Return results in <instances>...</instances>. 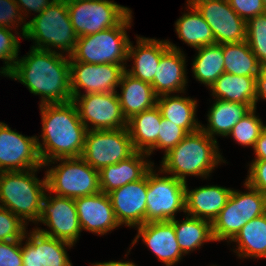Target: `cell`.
Listing matches in <instances>:
<instances>
[{
	"instance_id": "cell-1",
	"label": "cell",
	"mask_w": 266,
	"mask_h": 266,
	"mask_svg": "<svg viewBox=\"0 0 266 266\" xmlns=\"http://www.w3.org/2000/svg\"><path fill=\"white\" fill-rule=\"evenodd\" d=\"M69 56L31 47L17 59L7 77L19 80L30 93L41 96L40 105L72 101Z\"/></svg>"
},
{
	"instance_id": "cell-2",
	"label": "cell",
	"mask_w": 266,
	"mask_h": 266,
	"mask_svg": "<svg viewBox=\"0 0 266 266\" xmlns=\"http://www.w3.org/2000/svg\"><path fill=\"white\" fill-rule=\"evenodd\" d=\"M43 143L37 138L42 163L58 158L81 157L86 126L79 118L76 105L71 101L61 104L40 105Z\"/></svg>"
},
{
	"instance_id": "cell-3",
	"label": "cell",
	"mask_w": 266,
	"mask_h": 266,
	"mask_svg": "<svg viewBox=\"0 0 266 266\" xmlns=\"http://www.w3.org/2000/svg\"><path fill=\"white\" fill-rule=\"evenodd\" d=\"M217 145V140L201 129L187 134L177 146L164 155L159 173L171 174L185 183L187 175L207 178L213 168L225 161Z\"/></svg>"
},
{
	"instance_id": "cell-4",
	"label": "cell",
	"mask_w": 266,
	"mask_h": 266,
	"mask_svg": "<svg viewBox=\"0 0 266 266\" xmlns=\"http://www.w3.org/2000/svg\"><path fill=\"white\" fill-rule=\"evenodd\" d=\"M40 168L26 171L0 172V206L26 221L39 220L42 202L47 191L46 176L35 177Z\"/></svg>"
},
{
	"instance_id": "cell-5",
	"label": "cell",
	"mask_w": 266,
	"mask_h": 266,
	"mask_svg": "<svg viewBox=\"0 0 266 266\" xmlns=\"http://www.w3.org/2000/svg\"><path fill=\"white\" fill-rule=\"evenodd\" d=\"M21 29L22 37L35 40L36 45L32 48L57 52L51 50L54 47L68 52L69 57L76 48L78 35L69 18L67 1L54 0L42 13L24 23Z\"/></svg>"
},
{
	"instance_id": "cell-6",
	"label": "cell",
	"mask_w": 266,
	"mask_h": 266,
	"mask_svg": "<svg viewBox=\"0 0 266 266\" xmlns=\"http://www.w3.org/2000/svg\"><path fill=\"white\" fill-rule=\"evenodd\" d=\"M131 14L132 11L115 27L78 37L70 62L120 64L126 69L130 39L125 29L131 26Z\"/></svg>"
},
{
	"instance_id": "cell-7",
	"label": "cell",
	"mask_w": 266,
	"mask_h": 266,
	"mask_svg": "<svg viewBox=\"0 0 266 266\" xmlns=\"http://www.w3.org/2000/svg\"><path fill=\"white\" fill-rule=\"evenodd\" d=\"M53 161L60 162L45 173L47 191L57 196L76 199L101 192L99 171L90 166L81 157L58 158L44 163L48 166Z\"/></svg>"
},
{
	"instance_id": "cell-8",
	"label": "cell",
	"mask_w": 266,
	"mask_h": 266,
	"mask_svg": "<svg viewBox=\"0 0 266 266\" xmlns=\"http://www.w3.org/2000/svg\"><path fill=\"white\" fill-rule=\"evenodd\" d=\"M249 192L232 190L226 205L211 223L215 241H232L250 220L266 213V196L246 182Z\"/></svg>"
},
{
	"instance_id": "cell-9",
	"label": "cell",
	"mask_w": 266,
	"mask_h": 266,
	"mask_svg": "<svg viewBox=\"0 0 266 266\" xmlns=\"http://www.w3.org/2000/svg\"><path fill=\"white\" fill-rule=\"evenodd\" d=\"M67 7L78 37L115 27L131 12L109 0H68Z\"/></svg>"
},
{
	"instance_id": "cell-10",
	"label": "cell",
	"mask_w": 266,
	"mask_h": 266,
	"mask_svg": "<svg viewBox=\"0 0 266 266\" xmlns=\"http://www.w3.org/2000/svg\"><path fill=\"white\" fill-rule=\"evenodd\" d=\"M135 152L127 127L87 130L81 158L99 171L129 158Z\"/></svg>"
},
{
	"instance_id": "cell-11",
	"label": "cell",
	"mask_w": 266,
	"mask_h": 266,
	"mask_svg": "<svg viewBox=\"0 0 266 266\" xmlns=\"http://www.w3.org/2000/svg\"><path fill=\"white\" fill-rule=\"evenodd\" d=\"M153 168L148 171L146 223L170 221L176 212L185 213L186 183L173 176L160 177Z\"/></svg>"
},
{
	"instance_id": "cell-12",
	"label": "cell",
	"mask_w": 266,
	"mask_h": 266,
	"mask_svg": "<svg viewBox=\"0 0 266 266\" xmlns=\"http://www.w3.org/2000/svg\"><path fill=\"white\" fill-rule=\"evenodd\" d=\"M72 102L76 105L79 118L87 130H108L127 127L117 92L90 93L75 96ZM89 123L93 126L88 125Z\"/></svg>"
},
{
	"instance_id": "cell-13",
	"label": "cell",
	"mask_w": 266,
	"mask_h": 266,
	"mask_svg": "<svg viewBox=\"0 0 266 266\" xmlns=\"http://www.w3.org/2000/svg\"><path fill=\"white\" fill-rule=\"evenodd\" d=\"M192 5L212 29L216 44L246 41V21L231 8L228 0H197Z\"/></svg>"
},
{
	"instance_id": "cell-14",
	"label": "cell",
	"mask_w": 266,
	"mask_h": 266,
	"mask_svg": "<svg viewBox=\"0 0 266 266\" xmlns=\"http://www.w3.org/2000/svg\"><path fill=\"white\" fill-rule=\"evenodd\" d=\"M38 222L44 223L51 230L39 229L41 233L56 239L75 244L80 236L81 227L74 199L62 196H47L42 202Z\"/></svg>"
},
{
	"instance_id": "cell-15",
	"label": "cell",
	"mask_w": 266,
	"mask_h": 266,
	"mask_svg": "<svg viewBox=\"0 0 266 266\" xmlns=\"http://www.w3.org/2000/svg\"><path fill=\"white\" fill-rule=\"evenodd\" d=\"M37 136H23L0 122V172L42 168Z\"/></svg>"
},
{
	"instance_id": "cell-16",
	"label": "cell",
	"mask_w": 266,
	"mask_h": 266,
	"mask_svg": "<svg viewBox=\"0 0 266 266\" xmlns=\"http://www.w3.org/2000/svg\"><path fill=\"white\" fill-rule=\"evenodd\" d=\"M124 71L120 64L70 62L72 99L81 95L80 88L85 94L117 92Z\"/></svg>"
},
{
	"instance_id": "cell-17",
	"label": "cell",
	"mask_w": 266,
	"mask_h": 266,
	"mask_svg": "<svg viewBox=\"0 0 266 266\" xmlns=\"http://www.w3.org/2000/svg\"><path fill=\"white\" fill-rule=\"evenodd\" d=\"M148 172L140 180L108 193L119 225L139 227L146 223Z\"/></svg>"
},
{
	"instance_id": "cell-18",
	"label": "cell",
	"mask_w": 266,
	"mask_h": 266,
	"mask_svg": "<svg viewBox=\"0 0 266 266\" xmlns=\"http://www.w3.org/2000/svg\"><path fill=\"white\" fill-rule=\"evenodd\" d=\"M27 237L24 246L21 240L23 266H73L65 250L73 244L45 235L36 228Z\"/></svg>"
},
{
	"instance_id": "cell-19",
	"label": "cell",
	"mask_w": 266,
	"mask_h": 266,
	"mask_svg": "<svg viewBox=\"0 0 266 266\" xmlns=\"http://www.w3.org/2000/svg\"><path fill=\"white\" fill-rule=\"evenodd\" d=\"M74 201L81 230L104 235L120 226L108 194L101 191Z\"/></svg>"
},
{
	"instance_id": "cell-20",
	"label": "cell",
	"mask_w": 266,
	"mask_h": 266,
	"mask_svg": "<svg viewBox=\"0 0 266 266\" xmlns=\"http://www.w3.org/2000/svg\"><path fill=\"white\" fill-rule=\"evenodd\" d=\"M138 233L132 245L142 237L143 242L166 266H174L184 255L176 239L171 221L148 222L137 227Z\"/></svg>"
},
{
	"instance_id": "cell-21",
	"label": "cell",
	"mask_w": 266,
	"mask_h": 266,
	"mask_svg": "<svg viewBox=\"0 0 266 266\" xmlns=\"http://www.w3.org/2000/svg\"><path fill=\"white\" fill-rule=\"evenodd\" d=\"M167 43L170 48L161 56L151 83L157 96L184 92L187 84L185 55L177 46Z\"/></svg>"
},
{
	"instance_id": "cell-22",
	"label": "cell",
	"mask_w": 266,
	"mask_h": 266,
	"mask_svg": "<svg viewBox=\"0 0 266 266\" xmlns=\"http://www.w3.org/2000/svg\"><path fill=\"white\" fill-rule=\"evenodd\" d=\"M147 153L136 151L129 158L99 170V185L103 193L118 189L128 183L142 179L154 163L146 160Z\"/></svg>"
},
{
	"instance_id": "cell-23",
	"label": "cell",
	"mask_w": 266,
	"mask_h": 266,
	"mask_svg": "<svg viewBox=\"0 0 266 266\" xmlns=\"http://www.w3.org/2000/svg\"><path fill=\"white\" fill-rule=\"evenodd\" d=\"M185 213L188 216L213 222L226 205L232 189L207 185L189 190L186 182Z\"/></svg>"
},
{
	"instance_id": "cell-24",
	"label": "cell",
	"mask_w": 266,
	"mask_h": 266,
	"mask_svg": "<svg viewBox=\"0 0 266 266\" xmlns=\"http://www.w3.org/2000/svg\"><path fill=\"white\" fill-rule=\"evenodd\" d=\"M137 47H133L130 41L128 47V60L134 59L132 68L126 70L127 73L142 81L152 83L161 56L170 48L167 40L148 39L136 37Z\"/></svg>"
},
{
	"instance_id": "cell-25",
	"label": "cell",
	"mask_w": 266,
	"mask_h": 266,
	"mask_svg": "<svg viewBox=\"0 0 266 266\" xmlns=\"http://www.w3.org/2000/svg\"><path fill=\"white\" fill-rule=\"evenodd\" d=\"M121 94L117 93L123 116L126 120L157 105V95L150 83L133 77L124 71L119 83Z\"/></svg>"
},
{
	"instance_id": "cell-26",
	"label": "cell",
	"mask_w": 266,
	"mask_h": 266,
	"mask_svg": "<svg viewBox=\"0 0 266 266\" xmlns=\"http://www.w3.org/2000/svg\"><path fill=\"white\" fill-rule=\"evenodd\" d=\"M162 114L157 105L127 120V129L135 151L149 156L156 150Z\"/></svg>"
},
{
	"instance_id": "cell-27",
	"label": "cell",
	"mask_w": 266,
	"mask_h": 266,
	"mask_svg": "<svg viewBox=\"0 0 266 266\" xmlns=\"http://www.w3.org/2000/svg\"><path fill=\"white\" fill-rule=\"evenodd\" d=\"M216 102L208 111L207 128L201 125L200 129L214 139L215 135L228 136L232 128L241 120L255 104H242L215 99Z\"/></svg>"
},
{
	"instance_id": "cell-28",
	"label": "cell",
	"mask_w": 266,
	"mask_h": 266,
	"mask_svg": "<svg viewBox=\"0 0 266 266\" xmlns=\"http://www.w3.org/2000/svg\"><path fill=\"white\" fill-rule=\"evenodd\" d=\"M162 118L183 128L188 134L200 130L201 124L196 120L197 101L189 97L164 94L157 97Z\"/></svg>"
},
{
	"instance_id": "cell-29",
	"label": "cell",
	"mask_w": 266,
	"mask_h": 266,
	"mask_svg": "<svg viewBox=\"0 0 266 266\" xmlns=\"http://www.w3.org/2000/svg\"><path fill=\"white\" fill-rule=\"evenodd\" d=\"M214 98L228 102L255 104L256 77L223 73L210 87Z\"/></svg>"
},
{
	"instance_id": "cell-30",
	"label": "cell",
	"mask_w": 266,
	"mask_h": 266,
	"mask_svg": "<svg viewBox=\"0 0 266 266\" xmlns=\"http://www.w3.org/2000/svg\"><path fill=\"white\" fill-rule=\"evenodd\" d=\"M189 11L175 23L178 37L195 49L215 44L212 29L192 4H187Z\"/></svg>"
},
{
	"instance_id": "cell-31",
	"label": "cell",
	"mask_w": 266,
	"mask_h": 266,
	"mask_svg": "<svg viewBox=\"0 0 266 266\" xmlns=\"http://www.w3.org/2000/svg\"><path fill=\"white\" fill-rule=\"evenodd\" d=\"M233 241L239 257L266 258V213L248 221Z\"/></svg>"
},
{
	"instance_id": "cell-32",
	"label": "cell",
	"mask_w": 266,
	"mask_h": 266,
	"mask_svg": "<svg viewBox=\"0 0 266 266\" xmlns=\"http://www.w3.org/2000/svg\"><path fill=\"white\" fill-rule=\"evenodd\" d=\"M170 221L174 225L176 239L183 254L199 249L204 242L215 241L211 222L207 220L187 216L181 222L176 218Z\"/></svg>"
},
{
	"instance_id": "cell-33",
	"label": "cell",
	"mask_w": 266,
	"mask_h": 266,
	"mask_svg": "<svg viewBox=\"0 0 266 266\" xmlns=\"http://www.w3.org/2000/svg\"><path fill=\"white\" fill-rule=\"evenodd\" d=\"M225 73L237 76L257 77L261 65L247 41L221 44Z\"/></svg>"
},
{
	"instance_id": "cell-34",
	"label": "cell",
	"mask_w": 266,
	"mask_h": 266,
	"mask_svg": "<svg viewBox=\"0 0 266 266\" xmlns=\"http://www.w3.org/2000/svg\"><path fill=\"white\" fill-rule=\"evenodd\" d=\"M196 50L198 54L192 63V72L199 82L210 88L225 72L223 49L221 44L215 43Z\"/></svg>"
},
{
	"instance_id": "cell-35",
	"label": "cell",
	"mask_w": 266,
	"mask_h": 266,
	"mask_svg": "<svg viewBox=\"0 0 266 266\" xmlns=\"http://www.w3.org/2000/svg\"><path fill=\"white\" fill-rule=\"evenodd\" d=\"M256 110L252 108L237 124L232 128L231 135L238 144L255 147L257 139L266 125L255 115Z\"/></svg>"
},
{
	"instance_id": "cell-36",
	"label": "cell",
	"mask_w": 266,
	"mask_h": 266,
	"mask_svg": "<svg viewBox=\"0 0 266 266\" xmlns=\"http://www.w3.org/2000/svg\"><path fill=\"white\" fill-rule=\"evenodd\" d=\"M246 41L261 66H266V13L246 22Z\"/></svg>"
},
{
	"instance_id": "cell-37",
	"label": "cell",
	"mask_w": 266,
	"mask_h": 266,
	"mask_svg": "<svg viewBox=\"0 0 266 266\" xmlns=\"http://www.w3.org/2000/svg\"><path fill=\"white\" fill-rule=\"evenodd\" d=\"M26 224L7 208L0 206V242L25 240Z\"/></svg>"
},
{
	"instance_id": "cell-38",
	"label": "cell",
	"mask_w": 266,
	"mask_h": 266,
	"mask_svg": "<svg viewBox=\"0 0 266 266\" xmlns=\"http://www.w3.org/2000/svg\"><path fill=\"white\" fill-rule=\"evenodd\" d=\"M12 29L0 27V59L4 60L5 66L1 67V74H7L13 69L19 52V39L10 32Z\"/></svg>"
},
{
	"instance_id": "cell-39",
	"label": "cell",
	"mask_w": 266,
	"mask_h": 266,
	"mask_svg": "<svg viewBox=\"0 0 266 266\" xmlns=\"http://www.w3.org/2000/svg\"><path fill=\"white\" fill-rule=\"evenodd\" d=\"M188 133L173 122L162 118L156 149L165 150L167 154L172 148L177 146Z\"/></svg>"
},
{
	"instance_id": "cell-40",
	"label": "cell",
	"mask_w": 266,
	"mask_h": 266,
	"mask_svg": "<svg viewBox=\"0 0 266 266\" xmlns=\"http://www.w3.org/2000/svg\"><path fill=\"white\" fill-rule=\"evenodd\" d=\"M20 7L16 4L15 0H0V27L12 29L15 23L23 22V16L20 12ZM19 21V22H18Z\"/></svg>"
},
{
	"instance_id": "cell-41",
	"label": "cell",
	"mask_w": 266,
	"mask_h": 266,
	"mask_svg": "<svg viewBox=\"0 0 266 266\" xmlns=\"http://www.w3.org/2000/svg\"><path fill=\"white\" fill-rule=\"evenodd\" d=\"M0 266H23L21 240L0 242Z\"/></svg>"
},
{
	"instance_id": "cell-42",
	"label": "cell",
	"mask_w": 266,
	"mask_h": 266,
	"mask_svg": "<svg viewBox=\"0 0 266 266\" xmlns=\"http://www.w3.org/2000/svg\"><path fill=\"white\" fill-rule=\"evenodd\" d=\"M231 8L246 22L266 13L262 0H228Z\"/></svg>"
},
{
	"instance_id": "cell-43",
	"label": "cell",
	"mask_w": 266,
	"mask_h": 266,
	"mask_svg": "<svg viewBox=\"0 0 266 266\" xmlns=\"http://www.w3.org/2000/svg\"><path fill=\"white\" fill-rule=\"evenodd\" d=\"M248 173L245 182L266 196V160H254Z\"/></svg>"
},
{
	"instance_id": "cell-44",
	"label": "cell",
	"mask_w": 266,
	"mask_h": 266,
	"mask_svg": "<svg viewBox=\"0 0 266 266\" xmlns=\"http://www.w3.org/2000/svg\"><path fill=\"white\" fill-rule=\"evenodd\" d=\"M16 4L20 7L22 13L27 15L26 12L33 11L35 13H42L54 0H15Z\"/></svg>"
},
{
	"instance_id": "cell-45",
	"label": "cell",
	"mask_w": 266,
	"mask_h": 266,
	"mask_svg": "<svg viewBox=\"0 0 266 266\" xmlns=\"http://www.w3.org/2000/svg\"><path fill=\"white\" fill-rule=\"evenodd\" d=\"M266 99V66H261L259 74L256 77V99H255V109L256 103L260 99Z\"/></svg>"
},
{
	"instance_id": "cell-46",
	"label": "cell",
	"mask_w": 266,
	"mask_h": 266,
	"mask_svg": "<svg viewBox=\"0 0 266 266\" xmlns=\"http://www.w3.org/2000/svg\"><path fill=\"white\" fill-rule=\"evenodd\" d=\"M253 149L256 155V158L253 160H266V127L261 132Z\"/></svg>"
},
{
	"instance_id": "cell-47",
	"label": "cell",
	"mask_w": 266,
	"mask_h": 266,
	"mask_svg": "<svg viewBox=\"0 0 266 266\" xmlns=\"http://www.w3.org/2000/svg\"><path fill=\"white\" fill-rule=\"evenodd\" d=\"M92 266H137L135 265V263L133 262H129V261H109V262H100V263H94L91 264Z\"/></svg>"
},
{
	"instance_id": "cell-48",
	"label": "cell",
	"mask_w": 266,
	"mask_h": 266,
	"mask_svg": "<svg viewBox=\"0 0 266 266\" xmlns=\"http://www.w3.org/2000/svg\"><path fill=\"white\" fill-rule=\"evenodd\" d=\"M194 1H197V0H187V3L192 4Z\"/></svg>"
},
{
	"instance_id": "cell-49",
	"label": "cell",
	"mask_w": 266,
	"mask_h": 266,
	"mask_svg": "<svg viewBox=\"0 0 266 266\" xmlns=\"http://www.w3.org/2000/svg\"><path fill=\"white\" fill-rule=\"evenodd\" d=\"M262 2H263V5H264V8L266 10V0H262Z\"/></svg>"
}]
</instances>
